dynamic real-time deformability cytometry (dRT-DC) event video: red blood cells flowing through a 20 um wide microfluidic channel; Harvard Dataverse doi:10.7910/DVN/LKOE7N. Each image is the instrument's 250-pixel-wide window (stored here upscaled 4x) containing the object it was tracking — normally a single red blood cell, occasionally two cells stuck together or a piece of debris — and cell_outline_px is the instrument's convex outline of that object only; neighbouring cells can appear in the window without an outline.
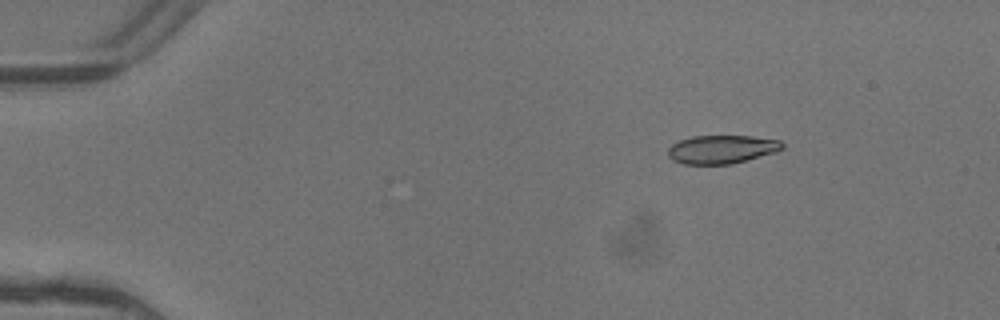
{"species": "common noctule bat (a hibernating species)", "species_latin": "Nyctalus noctula", "temperature_condition": "warm", "stored_images_in_passage": 6, "camera_frame_rate_fps": 3000, "um_per_image_px": 0.085, "animal": {"sex": "female"}, "frame": {"image": 1, "passage_image": 3, "time_ms": 0.667, "image_size_px": [1000, 320], "cell_outline_px": [[784, 148], [776, 152], [732, 164], [684, 164], [672, 160], [668, 156], [668, 148], [672, 144], [680, 140], [692, 136], [752, 136], [780, 140], [784, 144]], "centroid_in_image_um": [61.35, 12.69], "position_along_channel_um": 23.6, "area_um2": 19.02}}
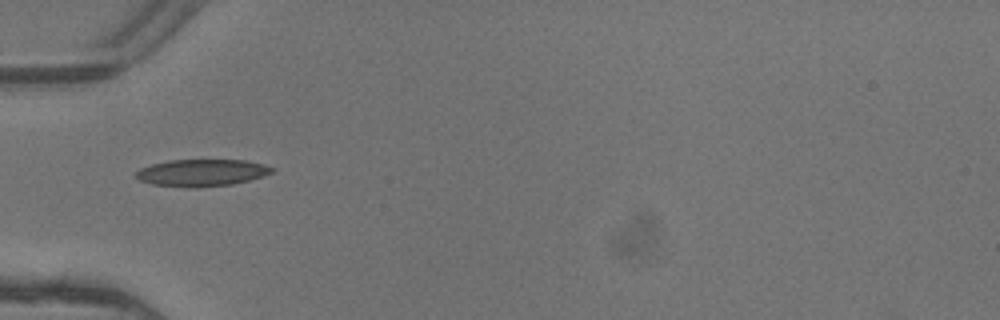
{"frame": {"image": 2, "passage_image": 6, "time_ms": 1.667, "image_size_px": [1000, 320], "cell_outline_px": [[276, 168], [272, 172], [248, 180], [232, 184], [196, 188], [188, 188], [152, 184], [140, 180], [136, 176], [136, 172], [140, 168], [152, 164], [168, 160], [244, 160], [264, 164]], "centroid_in_image_um": [17.13, 14.68], "position_along_channel_um": 67.9, "area_um2": 21.33}}